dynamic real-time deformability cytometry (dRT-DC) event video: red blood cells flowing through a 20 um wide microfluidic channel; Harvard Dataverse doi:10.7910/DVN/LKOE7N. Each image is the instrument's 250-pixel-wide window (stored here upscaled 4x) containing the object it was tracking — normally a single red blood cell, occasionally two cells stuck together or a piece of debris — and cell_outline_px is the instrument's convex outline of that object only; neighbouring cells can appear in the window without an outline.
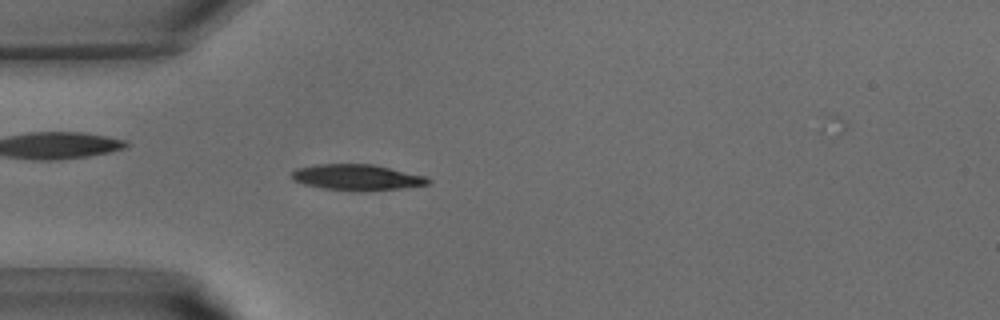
{"species": "common noctule bat (a hibernating species)", "species_latin": "Nyctalus noctula", "temperature_condition": "warm", "stored_images_in_passage": 38, "camera_frame_rate_fps": 3000, "um_per_image_px": 0.085, "animal": {"sex": "male", "body_mass_g": 15.6}, "frame": {"image": 1, "passage_image": 10, "time_ms": 3.0, "image_size_px": [1000, 320], "cell_outline_px": [[432, 180], [428, 184], [404, 188], [360, 192], [324, 188], [304, 184], [292, 180], [288, 172], [296, 168], [316, 164], [376, 164], [428, 176]], "centroid_in_image_um": [30.36, 15.07], "position_along_channel_um": 54.6, "area_um2": 21.15}}
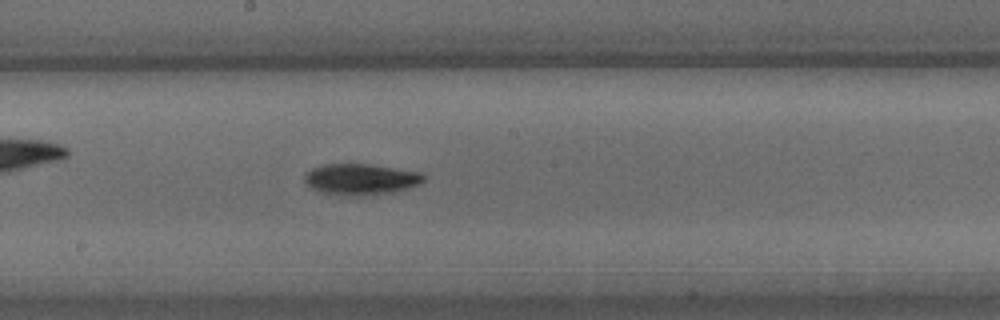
{"frame": {"image": 2, "passage_image": 20, "time_ms": 6.333, "image_size_px": [1000, 320], "cell_outline_px": [[428, 176], [420, 184], [408, 188], [392, 192], [360, 196], [356, 196], [324, 192], [308, 188], [304, 180], [304, 172], [312, 168], [324, 164], [372, 164], [420, 172]], "centroid_in_image_um": [30.66, 15.22], "position_along_channel_um": 217.5, "area_um2": 21.73}}
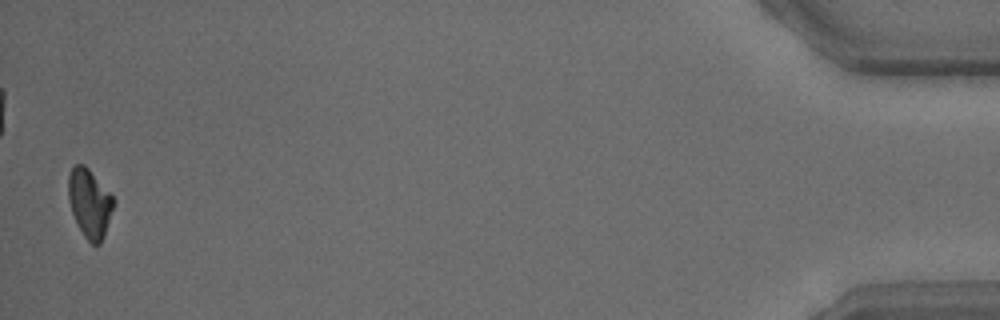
{"frame": {"image": 3, "passage_image": 38, "time_ms": 12.333, "image_size_px": [1000, 320], "cell_outline_px": [[116, 200], [104, 236], [100, 244], [92, 244], [84, 236], [72, 212], [68, 200], [68, 176], [72, 168], [76, 164], [84, 164], [88, 168]], "centroid_in_image_um": [7.62, 17.26], "position_along_channel_um": 427.6, "area_um2": 17.92}}